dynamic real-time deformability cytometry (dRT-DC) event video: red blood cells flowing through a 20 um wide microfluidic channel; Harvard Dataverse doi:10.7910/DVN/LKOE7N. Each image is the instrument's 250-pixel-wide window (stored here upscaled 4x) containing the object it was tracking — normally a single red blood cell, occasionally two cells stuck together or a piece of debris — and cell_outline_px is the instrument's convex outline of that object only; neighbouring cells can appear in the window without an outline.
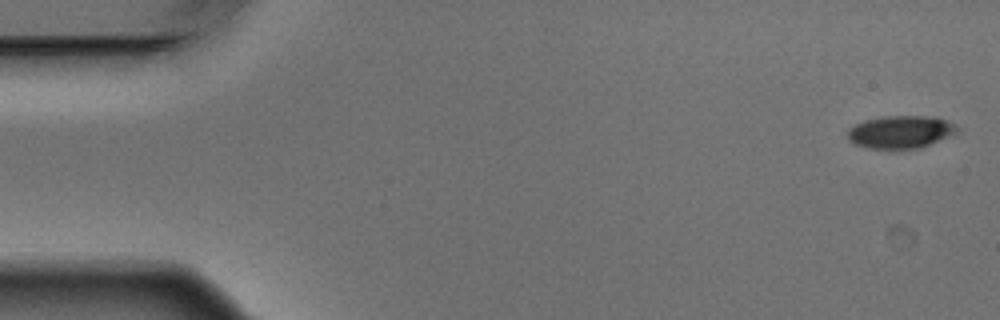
{"species": "Egyptian fruit bat (a non-hibernating species)", "species_latin": "Rousettus aegyptiacus", "temperature_condition": "warm", "stored_images_in_passage": 6, "camera_frame_rate_fps": 3000, "um_per_image_px": 0.085, "animal": {"sex": "male"}, "frame": {"image": 1, "passage_image": 1, "time_ms": 0.0, "image_size_px": [1000, 320], "cell_outline_px": [[960, 132], [920, 148], [868, 148], [856, 144], [848, 140], [848, 128], [864, 120], [880, 116], [932, 116], [948, 120], [956, 124], [960, 128]], "centroid_in_image_um": [76.6, 11.19], "position_along_channel_um": 8.4, "area_um2": 21.04}}